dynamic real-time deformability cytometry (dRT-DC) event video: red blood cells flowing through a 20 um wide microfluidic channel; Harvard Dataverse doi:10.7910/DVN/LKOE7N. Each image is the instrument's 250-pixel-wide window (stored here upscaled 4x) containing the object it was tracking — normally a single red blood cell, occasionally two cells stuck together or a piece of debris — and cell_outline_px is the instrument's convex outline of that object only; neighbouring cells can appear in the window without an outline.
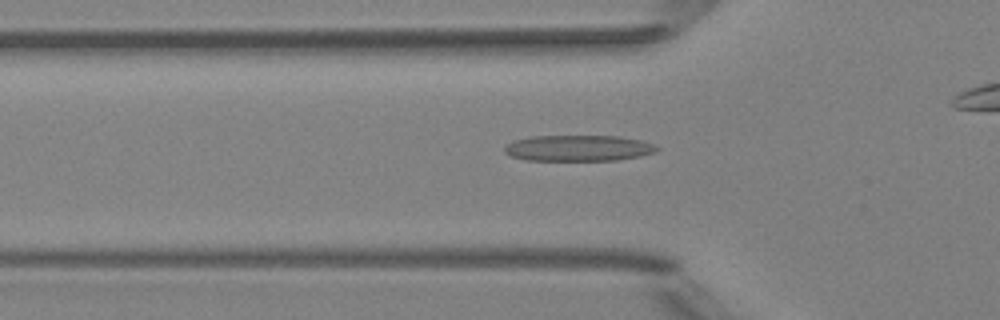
{"species": "Egyptian fruit bat (a non-hibernating species)", "species_latin": "Rousettus aegyptiacus", "temperature_condition": "room temperature", "stored_images_in_passage": 29, "camera_frame_rate_fps": 3000, "um_per_image_px": 0.085, "animal": {"sex": "female"}, "frame": {"image": 1, "passage_image": 4, "time_ms": 1.0, "image_size_px": [1000, 320], "cell_outline_px": [[660, 148], [656, 152], [640, 156], [616, 160], [524, 160], [512, 156], [504, 152], [504, 148], [512, 140], [528, 136], [620, 136], [640, 140], [652, 144]], "centroid_in_image_um": [49.14, 12.58], "position_along_channel_um": 76.7, "area_um2": 23.12}}
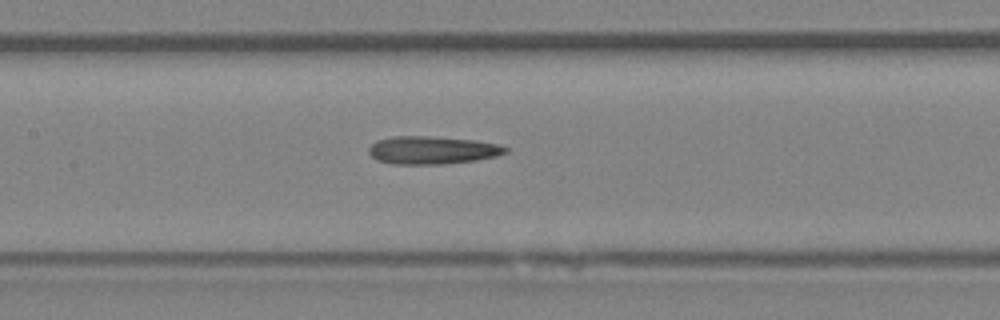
{"frame": {"image": 2, "passage_image": 11, "time_ms": 3.333, "image_size_px": [1000, 320], "cell_outline_px": [[508, 152], [496, 156], [476, 160], [440, 164], [392, 164], [376, 160], [368, 152], [368, 148], [376, 140], [392, 136], [428, 136], [472, 140], [496, 144], [508, 148]], "centroid_in_image_um": [36.69, 12.76], "position_along_channel_um": 170.7, "area_um2": 22.14}}
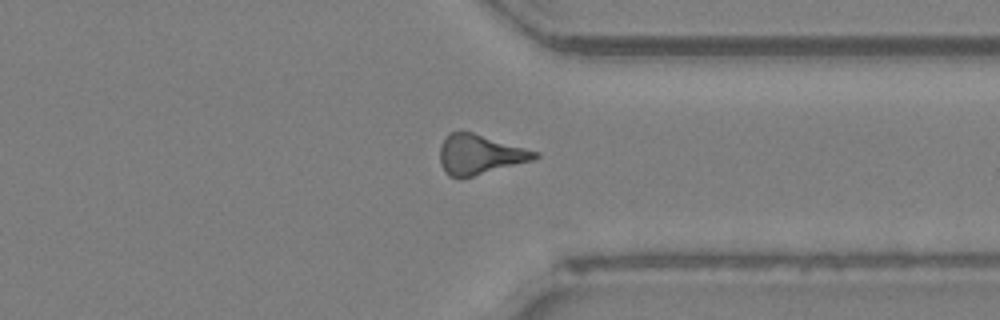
{"frame": {"image": 3, "passage_image": 26, "time_ms": 8.333, "image_size_px": [1000, 320], "cell_outline_px": [[540, 156], [532, 160], [460, 180], [448, 176], [444, 172], [440, 164], [440, 148], [448, 132], [472, 132], [540, 152]], "centroid_in_image_um": [40.75, 13.16], "position_along_channel_um": 370.6, "area_um2": 22.14}}